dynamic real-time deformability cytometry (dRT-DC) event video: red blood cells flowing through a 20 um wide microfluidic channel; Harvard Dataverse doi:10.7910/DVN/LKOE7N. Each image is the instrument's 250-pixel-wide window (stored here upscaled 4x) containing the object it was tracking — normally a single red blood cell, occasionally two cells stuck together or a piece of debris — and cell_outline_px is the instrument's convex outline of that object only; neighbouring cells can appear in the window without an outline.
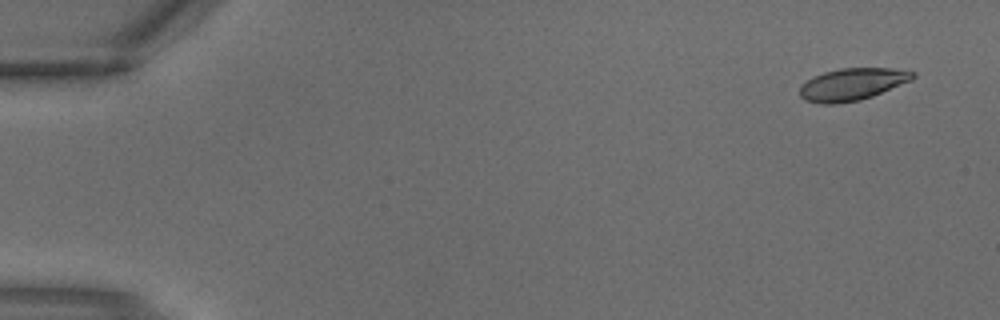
{"species": "common noctule bat (a hibernating species)", "species_latin": "Nyctalus noctula", "temperature_condition": "warm", "stored_images_in_passage": 4, "camera_frame_rate_fps": 3000, "um_per_image_px": 0.085, "animal": {"sex": "male", "body_mass_g": 18.8}, "frame": {"image": 1, "passage_image": 1, "time_ms": 0.0, "image_size_px": [1000, 320], "cell_outline_px": [[916, 76], [912, 80], [872, 96], [860, 100], [832, 104], [820, 104], [804, 100], [800, 96], [800, 84], [812, 76], [824, 72], [840, 68], [892, 68], [916, 72]], "centroid_in_image_um": [72.41, 7.16], "position_along_channel_um": 12.6, "area_um2": 21.33}}